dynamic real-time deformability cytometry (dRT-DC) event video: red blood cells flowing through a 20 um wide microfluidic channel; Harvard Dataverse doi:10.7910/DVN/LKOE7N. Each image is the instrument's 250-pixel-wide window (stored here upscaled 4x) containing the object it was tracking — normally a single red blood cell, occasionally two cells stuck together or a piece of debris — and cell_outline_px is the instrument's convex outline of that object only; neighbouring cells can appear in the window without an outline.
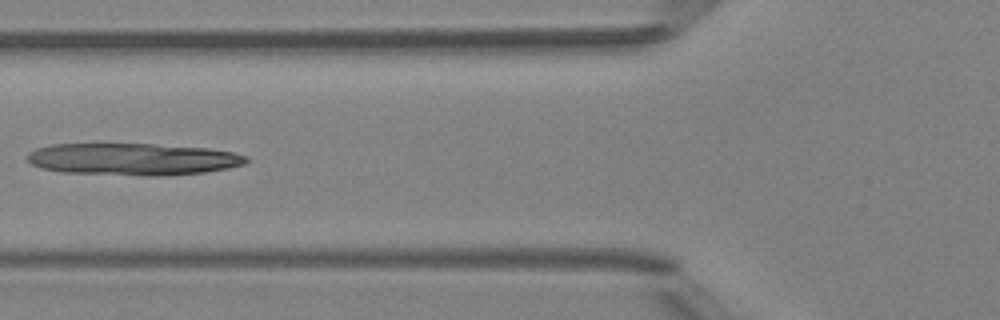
{"species": "Egyptian fruit bat (a non-hibernating species)", "species_latin": "Rousettus aegyptiacus", "temperature_condition": "room temperature", "stored_images_in_passage": 4, "camera_frame_rate_fps": 3000, "um_per_image_px": 0.085, "animal": {"sex": "female"}, "frame": {"image": 1, "passage_image": 4, "time_ms": 4.333, "image_size_px": [1000, 320], "cell_outline_px": [[248, 160], [244, 164], [228, 168], [204, 172], [168, 176], [148, 176], [60, 172], [40, 168], [32, 164], [28, 160], [28, 152], [36, 148], [52, 144], [152, 144], [208, 148], [232, 152], [248, 156]], "centroid_in_image_um": [11.29, 13.54], "position_along_channel_um": 114.5, "area_um2": 41.04}}